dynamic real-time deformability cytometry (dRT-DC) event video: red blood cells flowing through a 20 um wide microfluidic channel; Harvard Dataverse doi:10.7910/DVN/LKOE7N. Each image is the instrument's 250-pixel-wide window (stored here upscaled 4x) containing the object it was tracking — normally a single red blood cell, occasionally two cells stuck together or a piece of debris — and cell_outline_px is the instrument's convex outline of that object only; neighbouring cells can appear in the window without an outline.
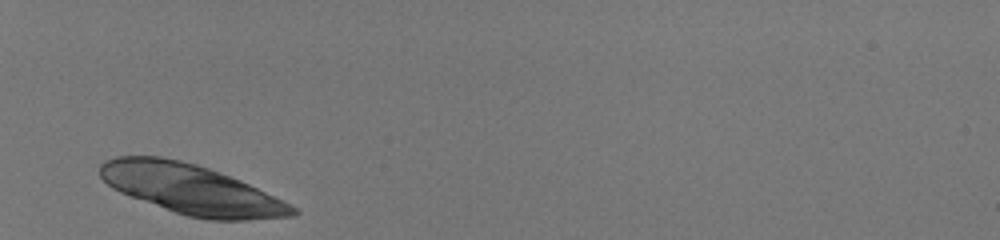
{"species": "human", "species_latin": "Homo sapiens", "temperature_condition": "room temperature", "stored_images_in_passage": 28, "camera_frame_rate_fps": 3000, "um_per_image_px": 0.085, "donor": {"sex": "male"}, "frame": {"image": 1, "passage_image": 1, "time_ms": 0.0, "image_size_px": [1000, 240], "cell_outline_px": [[300, 212], [296, 216], [248, 220], [208, 220], [188, 216], [176, 212], [120, 192], [112, 188], [100, 176], [100, 164], [104, 160], [116, 156], [160, 156], [180, 160], [196, 164], [220, 172], [240, 180], [292, 204]], "centroid_in_image_um": [16.28, 16.09], "position_along_channel_um": 68.7, "area_um2": 55.66}}